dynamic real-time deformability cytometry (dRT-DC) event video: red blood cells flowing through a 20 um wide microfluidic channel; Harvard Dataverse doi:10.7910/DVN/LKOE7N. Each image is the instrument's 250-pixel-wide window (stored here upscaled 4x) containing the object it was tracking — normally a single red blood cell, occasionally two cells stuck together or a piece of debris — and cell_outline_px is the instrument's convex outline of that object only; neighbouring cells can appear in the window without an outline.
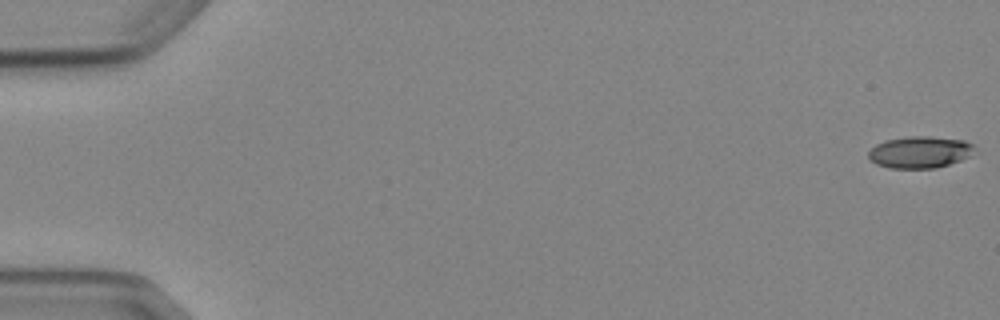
{"species": "Egyptian fruit bat (a non-hibernating species)", "species_latin": "Rousettus aegyptiacus", "temperature_condition": "cold", "stored_images_in_passage": 8, "camera_frame_rate_fps": 3000, "um_per_image_px": 0.085, "animal": {"sex": "female"}, "frame": {"image": 1, "passage_image": 1, "time_ms": 0.0, "image_size_px": [1000, 320], "cell_outline_px": [[976, 148], [968, 156], [960, 160], [936, 168], [888, 168], [876, 164], [868, 160], [868, 152], [876, 144], [884, 140], [908, 136], [928, 136], [964, 140], [976, 144]], "centroid_in_image_um": [78.16, 12.92], "position_along_channel_um": 6.8, "area_um2": 19.83}}
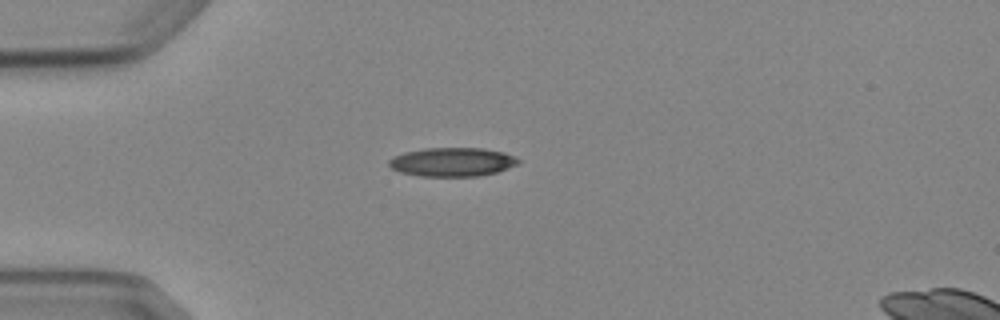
{"frame": {"image": 2, "passage_image": 5, "time_ms": 4.667, "image_size_px": [1000, 320], "cell_outline_px": [[520, 164], [496, 172], [476, 176], [420, 176], [400, 172], [392, 168], [388, 164], [388, 160], [392, 156], [404, 152], [424, 148], [484, 148], [504, 152], [520, 160]], "centroid_in_image_um": [38.43, 13.76], "position_along_channel_um": 46.6, "area_um2": 21.79}}
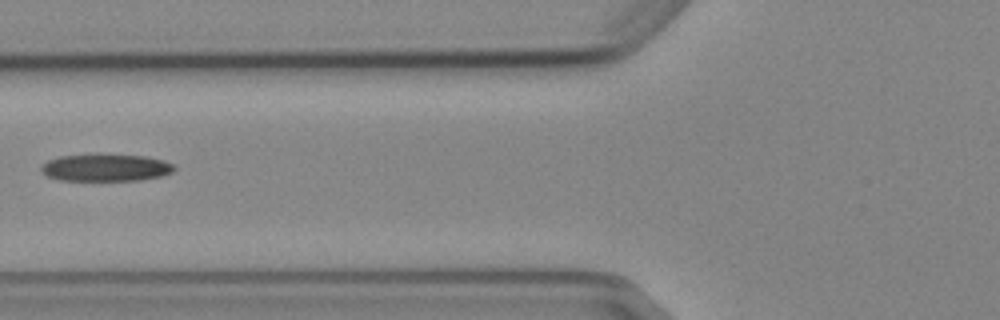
{"frame": {"image": 3, "passage_image": 7, "time_ms": 7.0, "image_size_px": [1000, 320], "cell_outline_px": [[176, 168], [172, 172], [160, 176], [140, 180], [60, 180], [48, 176], [40, 172], [40, 168], [48, 160], [60, 156], [144, 156], [164, 160], [172, 164]], "centroid_in_image_um": [8.99, 14.28], "position_along_channel_um": 116.8, "area_um2": 20.4}}